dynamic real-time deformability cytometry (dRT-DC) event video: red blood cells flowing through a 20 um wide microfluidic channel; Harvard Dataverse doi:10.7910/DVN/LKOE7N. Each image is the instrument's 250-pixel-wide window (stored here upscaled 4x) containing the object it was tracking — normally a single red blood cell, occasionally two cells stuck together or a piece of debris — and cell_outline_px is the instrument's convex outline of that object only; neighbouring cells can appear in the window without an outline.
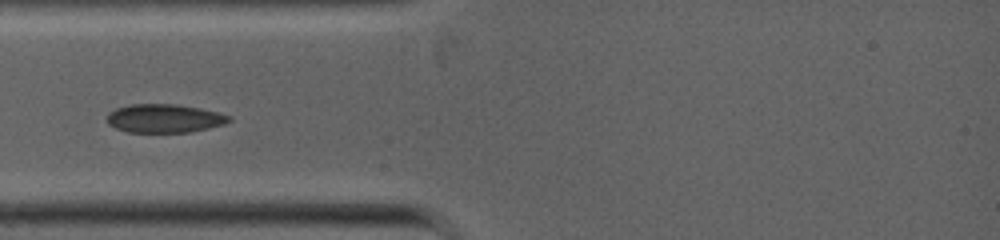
{"species": "common noctule bat (a hibernating species)", "species_latin": "Nyctalus noctula", "temperature_condition": "warm", "stored_images_in_passage": 35, "camera_frame_rate_fps": 5000, "um_per_image_px": 0.085, "animal": {"sex": "female", "body_mass_g": 19.0, "forearm_length_mm": 53.3}, "frame": {"image": 1, "passage_image": 1, "time_ms": 0.0, "image_size_px": [1000, 240], "cell_outline_px": [[232, 120], [224, 124], [192, 132], [128, 132], [116, 128], [108, 124], [108, 112], [116, 108], [132, 104], [176, 104], [200, 108], [220, 112], [232, 116]], "centroid_in_image_um": [14.01, 10.06], "position_along_channel_um": 71.0, "area_um2": 20.4}}
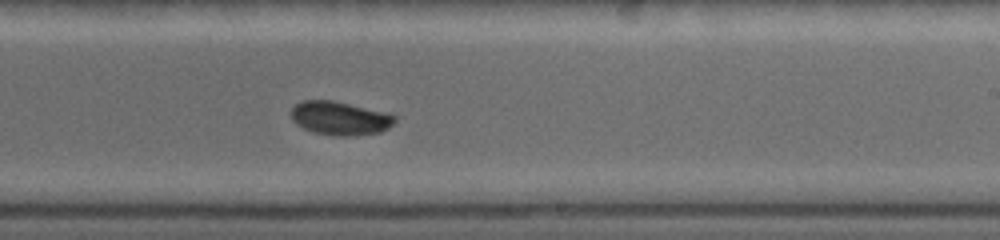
{"frame": {"image": 2, "passage_image": 16, "time_ms": 3.8, "image_size_px": [1000, 240], "cell_outline_px": [[396, 120], [388, 128], [380, 132], [352, 136], [336, 136], [316, 132], [304, 128], [296, 124], [292, 120], [292, 108], [296, 104], [304, 100], [332, 100], [388, 112], [396, 116]], "centroid_in_image_um": [28.93, 10.04], "position_along_channel_um": 260.1, "area_um2": 20.29}}
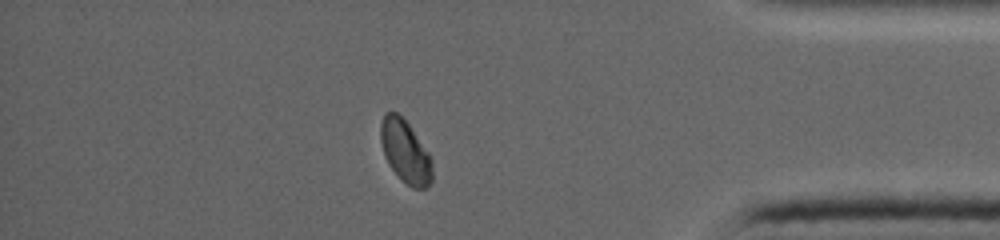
{"frame": {"image": 3, "passage_image": 30, "time_ms": 7.2, "image_size_px": [1000, 240], "cell_outline_px": [[432, 180], [424, 188], [412, 188], [388, 164], [384, 156], [380, 140], [380, 124], [384, 112], [396, 112], [408, 124], [432, 156]], "centroid_in_image_um": [34.45, 12.85], "position_along_channel_um": 400.8, "area_um2": 18.73}}